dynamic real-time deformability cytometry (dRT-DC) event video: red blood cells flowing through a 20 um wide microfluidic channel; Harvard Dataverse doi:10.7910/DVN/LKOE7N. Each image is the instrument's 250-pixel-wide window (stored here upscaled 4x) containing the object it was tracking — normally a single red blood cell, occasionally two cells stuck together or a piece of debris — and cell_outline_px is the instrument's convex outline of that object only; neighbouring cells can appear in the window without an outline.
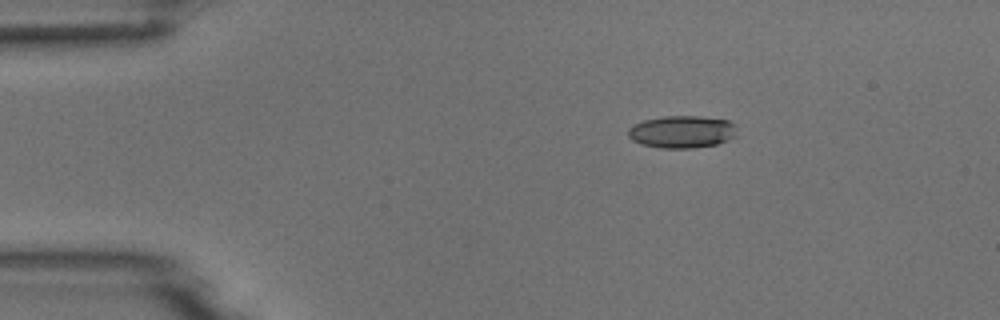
{"species": "common noctule bat (a hibernating species)", "species_latin": "Nyctalus noctula", "temperature_condition": "room temperature", "stored_images_in_passage": 5, "camera_frame_rate_fps": 3000, "um_per_image_px": 0.085, "animal": {"sex": "male", "body_mass_g": 18.8}, "frame": {"image": 1, "passage_image": 3, "time_ms": 2.333, "image_size_px": [1000, 320], "cell_outline_px": [[736, 136], [728, 140], [716, 144], [692, 148], [660, 148], [640, 144], [632, 140], [628, 136], [628, 128], [644, 120], [664, 116], [700, 116], [728, 120], [736, 124]], "centroid_in_image_um": [57.98, 11.2], "position_along_channel_um": 27.0, "area_um2": 20.63}}
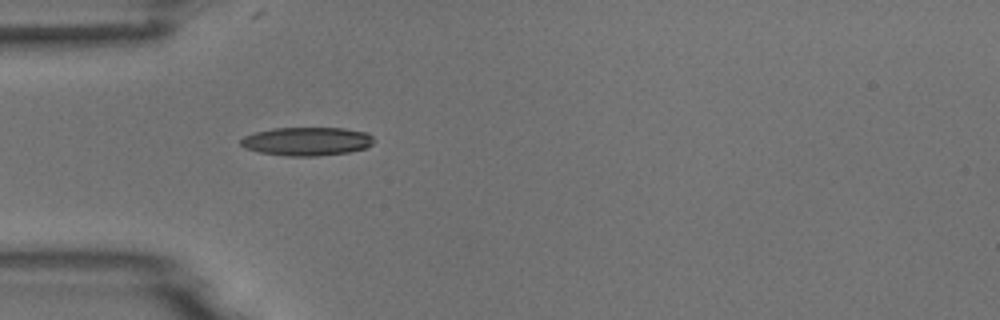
{"frame": {"image": 2, "passage_image": 5, "time_ms": 4.667, "image_size_px": [1000, 320], "cell_outline_px": [[376, 140], [372, 144], [364, 148], [348, 152], [316, 156], [288, 156], [260, 152], [244, 148], [240, 144], [240, 140], [244, 136], [256, 132], [272, 128], [344, 128], [368, 132]], "centroid_in_image_um": [26.09, 12.01], "position_along_channel_um": 58.9, "area_um2": 22.14}}